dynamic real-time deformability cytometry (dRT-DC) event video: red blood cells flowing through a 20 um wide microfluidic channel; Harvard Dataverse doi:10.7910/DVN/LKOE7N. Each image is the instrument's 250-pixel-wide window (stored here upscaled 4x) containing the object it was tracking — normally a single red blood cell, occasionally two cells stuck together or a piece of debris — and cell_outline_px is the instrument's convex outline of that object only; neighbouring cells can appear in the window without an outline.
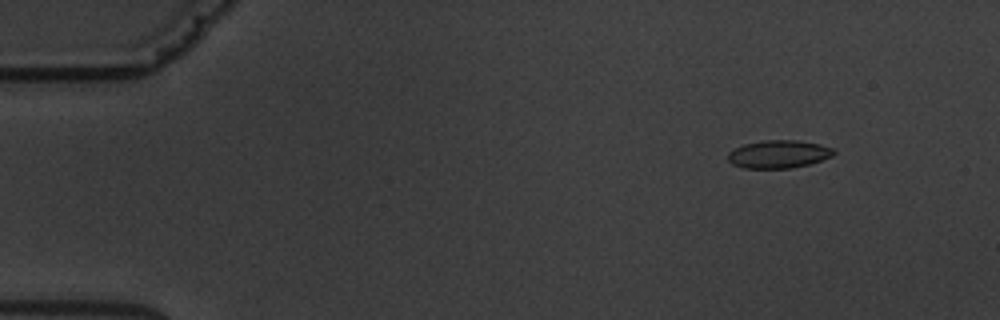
{"species": "common noctule bat (a hibernating species)", "species_latin": "Nyctalus noctula", "temperature_condition": "warm", "stored_images_in_passage": 5, "camera_frame_rate_fps": 3000, "um_per_image_px": 0.085, "animal": {"sex": "male", "body_mass_g": 19.5, "forearm_length_mm": 54.6}, "frame": {"image": 1, "passage_image": 2, "time_ms": 1.0, "image_size_px": [1000, 320], "cell_outline_px": [[836, 152], [832, 156], [808, 164], [792, 168], [744, 168], [732, 164], [728, 160], [728, 152], [744, 144], [764, 140], [796, 140], [820, 144], [832, 148]], "centroid_in_image_um": [66.17, 13.1], "position_along_channel_um": 18.8, "area_um2": 17.11}}
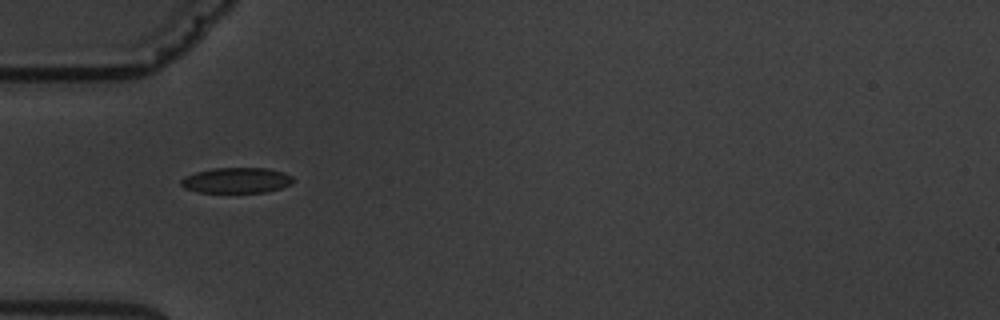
{"frame": {"image": 2, "passage_image": 4, "time_ms": 5.0, "image_size_px": [1000, 320], "cell_outline_px": [[292, 184], [268, 192], [196, 192], [184, 188], [180, 184], [180, 180], [184, 176], [196, 172], [212, 168], [268, 168], [284, 172], [292, 176]], "centroid_in_image_um": [20.08, 15.32], "position_along_channel_um": 64.9, "area_um2": 16.76}}